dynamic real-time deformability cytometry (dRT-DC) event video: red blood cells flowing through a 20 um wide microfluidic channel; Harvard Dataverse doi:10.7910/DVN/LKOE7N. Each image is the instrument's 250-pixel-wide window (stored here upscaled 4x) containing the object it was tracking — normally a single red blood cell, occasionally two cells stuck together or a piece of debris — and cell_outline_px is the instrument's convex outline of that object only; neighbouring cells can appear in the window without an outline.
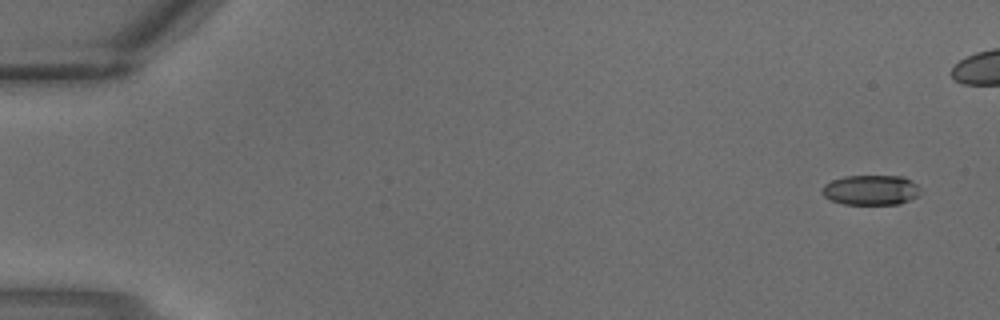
{"species": "common noctule bat (a hibernating species)", "species_latin": "Nyctalus noctula", "temperature_condition": "warm", "stored_images_in_passage": 4, "camera_frame_rate_fps": 3000, "um_per_image_px": 0.085, "animal": {"sex": "male", "body_mass_g": 18.8}, "frame": {"image": 1, "passage_image": 1, "time_ms": 0.0, "image_size_px": [1000, 320], "cell_outline_px": [[920, 192], [916, 196], [900, 204], [844, 204], [832, 200], [824, 196], [820, 192], [820, 188], [824, 184], [832, 180], [844, 176], [904, 176], [912, 180], [916, 184]], "centroid_in_image_um": [73.99, 16.14], "position_along_channel_um": 11.0, "area_um2": 17.22}}